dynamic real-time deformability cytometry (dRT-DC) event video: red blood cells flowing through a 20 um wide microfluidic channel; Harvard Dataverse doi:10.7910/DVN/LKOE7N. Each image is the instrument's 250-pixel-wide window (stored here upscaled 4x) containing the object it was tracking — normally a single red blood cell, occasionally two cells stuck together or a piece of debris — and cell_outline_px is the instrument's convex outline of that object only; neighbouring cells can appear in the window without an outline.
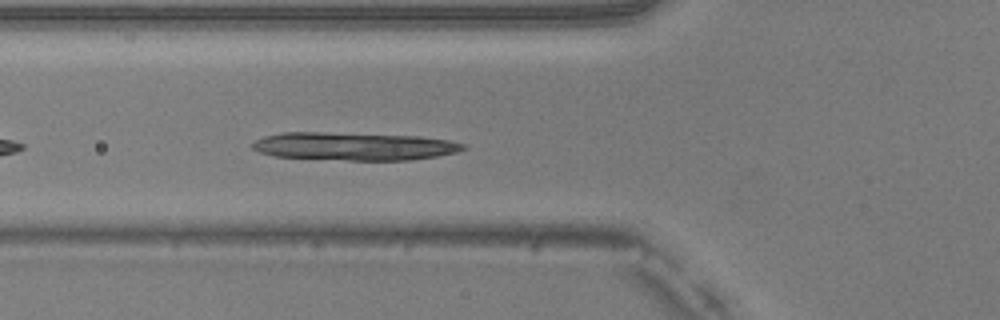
{"species": "common noctule bat (a hibernating species)", "species_latin": "Nyctalus noctula", "temperature_condition": "warm", "stored_images_in_passage": 27, "camera_frame_rate_fps": 3000, "um_per_image_px": 0.085, "animal": {"sex": "male", "body_mass_g": 20.5, "forearm_length_mm": 52.5}, "frame": {"image": 1, "passage_image": 5, "time_ms": 1.333, "image_size_px": [1000, 320], "cell_outline_px": [[468, 148], [456, 152], [436, 156], [412, 160], [348, 160], [276, 156], [260, 152], [252, 148], [252, 144], [256, 140], [264, 136], [284, 132], [316, 132], [420, 136], [448, 140], [464, 144]], "centroid_in_image_um": [30.12, 12.43], "position_along_channel_um": 95.7, "area_um2": 34.1}}
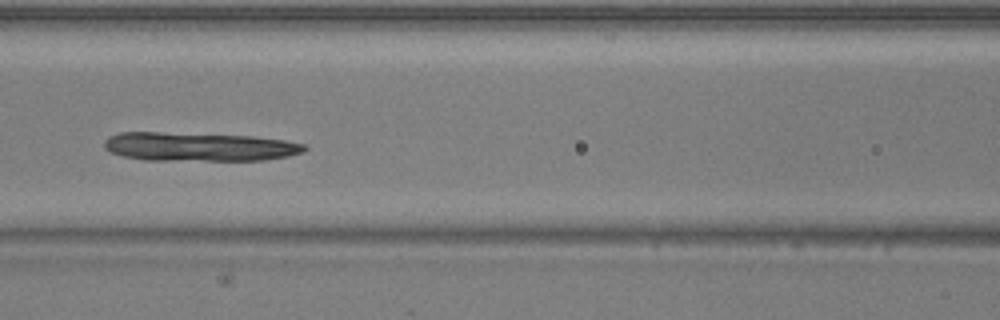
{"frame": {"image": 2, "passage_image": 9, "time_ms": 2.667, "image_size_px": [1000, 320], "cell_outline_px": [[308, 148], [304, 152], [288, 156], [264, 160], [144, 160], [124, 156], [112, 152], [104, 148], [104, 140], [108, 136], [120, 132], [160, 132], [252, 136], [284, 140], [308, 144]], "centroid_in_image_um": [16.94, 12.47], "position_along_channel_um": 149.7, "area_um2": 33.76}}